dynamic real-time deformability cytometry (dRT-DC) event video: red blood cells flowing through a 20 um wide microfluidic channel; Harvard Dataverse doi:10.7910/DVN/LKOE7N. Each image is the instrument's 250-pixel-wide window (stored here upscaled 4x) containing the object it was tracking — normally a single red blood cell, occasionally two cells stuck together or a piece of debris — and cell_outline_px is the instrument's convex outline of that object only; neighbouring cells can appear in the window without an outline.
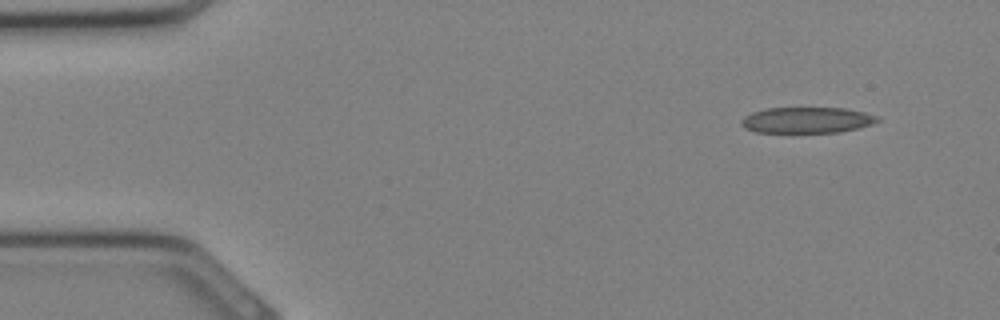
{"species": "Egyptian fruit bat (a non-hibernating species)", "species_latin": "Rousettus aegyptiacus", "temperature_condition": "cold", "stored_images_in_passage": 30, "camera_frame_rate_fps": 3000, "um_per_image_px": 0.085, "animal": {"sex": "female"}, "frame": {"image": 1, "passage_image": 1, "time_ms": 0.0, "image_size_px": [1000, 320], "cell_outline_px": [[880, 120], [872, 124], [840, 132], [756, 132], [744, 128], [740, 124], [740, 120], [744, 116], [752, 112], [764, 108], [844, 108], [864, 112], [880, 116]], "centroid_in_image_um": [68.56, 10.2], "position_along_channel_um": 16.4, "area_um2": 20.63}}
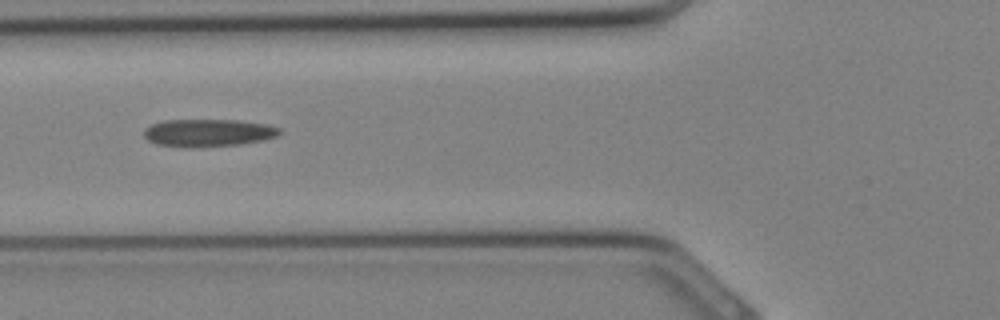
{"frame": {"image": 2, "passage_image": 10, "time_ms": 3.0, "image_size_px": [1000, 320], "cell_outline_px": [[284, 132], [280, 136], [264, 140], [240, 144], [196, 148], [184, 148], [156, 144], [148, 140], [144, 136], [144, 128], [152, 124], [164, 120], [236, 120], [264, 124], [280, 128]], "centroid_in_image_um": [17.71, 11.3], "position_along_channel_um": 108.1, "area_um2": 22.14}}
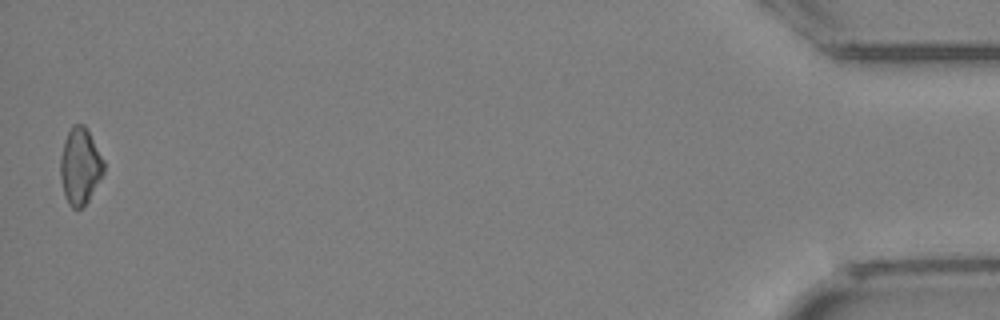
{"frame": {"image": 3, "passage_image": 30, "time_ms": 9.667, "image_size_px": [1000, 320], "cell_outline_px": [[104, 172], [88, 200], [80, 208], [72, 208], [68, 204], [64, 196], [60, 176], [60, 156], [64, 140], [72, 124], [84, 124], [104, 160]], "centroid_in_image_um": [6.78, 14.11], "position_along_channel_um": 428.4, "area_um2": 19.25}}